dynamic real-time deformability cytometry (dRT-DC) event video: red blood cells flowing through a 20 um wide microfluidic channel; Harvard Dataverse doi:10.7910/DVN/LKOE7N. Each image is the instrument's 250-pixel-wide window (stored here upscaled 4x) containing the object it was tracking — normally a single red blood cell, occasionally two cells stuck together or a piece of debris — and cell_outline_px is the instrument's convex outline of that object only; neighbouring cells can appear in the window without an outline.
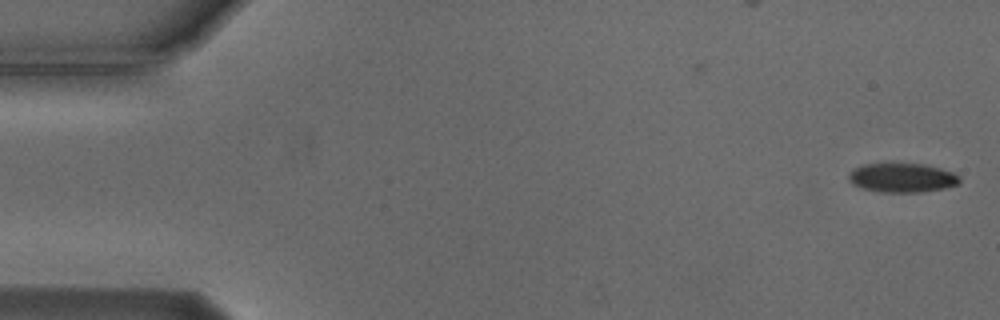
{"species": "Egyptian fruit bat (a non-hibernating species)", "species_latin": "Rousettus aegyptiacus", "temperature_condition": "cold", "stored_images_in_passage": 54, "camera_frame_rate_fps": 3000, "um_per_image_px": 0.085, "animal": {"sex": "male"}, "frame": {"image": 1, "passage_image": 1, "time_ms": 0.0, "image_size_px": [1000, 320], "cell_outline_px": [[960, 184], [944, 188], [920, 192], [876, 192], [852, 184], [848, 180], [848, 172], [852, 168], [864, 164], [924, 164], [940, 168], [952, 172], [960, 176]], "centroid_in_image_um": [76.66, 15.11], "position_along_channel_um": 8.3, "area_um2": 18.96}}
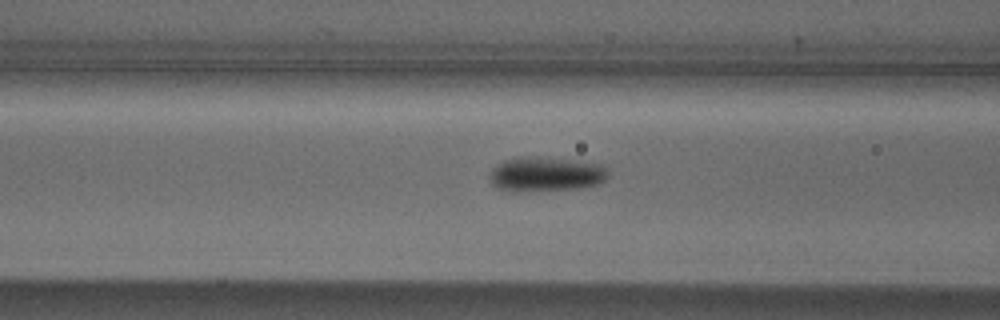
{"frame": {"image": 2, "passage_image": 21, "time_ms": 6.667, "image_size_px": [1000, 320], "cell_outline_px": [[608, 176], [604, 180], [596, 184], [580, 188], [512, 192], [496, 188], [488, 180], [488, 172], [496, 164], [504, 160], [516, 156], [536, 156], [604, 164], [608, 168]], "centroid_in_image_um": [46.32, 14.79], "position_along_channel_um": 120.3, "area_um2": 24.39}}
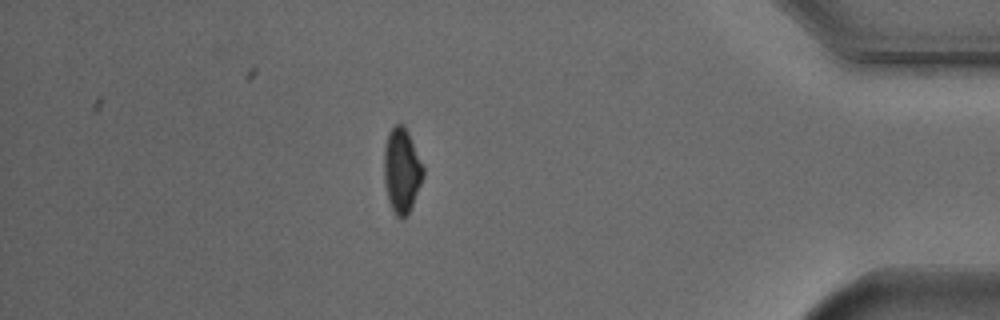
{"frame": {"image": 3, "passage_image": 47, "time_ms": 15.333, "image_size_px": [1000, 320], "cell_outline_px": [[424, 176], [412, 204], [408, 212], [400, 220], [396, 216], [388, 200], [384, 180], [384, 148], [388, 132], [396, 124], [404, 124], [408, 132], [424, 168]], "centroid_in_image_um": [34.13, 14.47], "position_along_channel_um": 401.1, "area_um2": 19.13}, "authors_computed_cell_mechanics": {"area_um2": 20.5479, "velocity_mm_per_s": 3.7439, "shape_relaxation_time_tau1_ms": 2.8948, "shape_relaxation_time_tau2_ms": null, "deformation_change_tau1": 0.0789, "deformation_change_tau2": null}}